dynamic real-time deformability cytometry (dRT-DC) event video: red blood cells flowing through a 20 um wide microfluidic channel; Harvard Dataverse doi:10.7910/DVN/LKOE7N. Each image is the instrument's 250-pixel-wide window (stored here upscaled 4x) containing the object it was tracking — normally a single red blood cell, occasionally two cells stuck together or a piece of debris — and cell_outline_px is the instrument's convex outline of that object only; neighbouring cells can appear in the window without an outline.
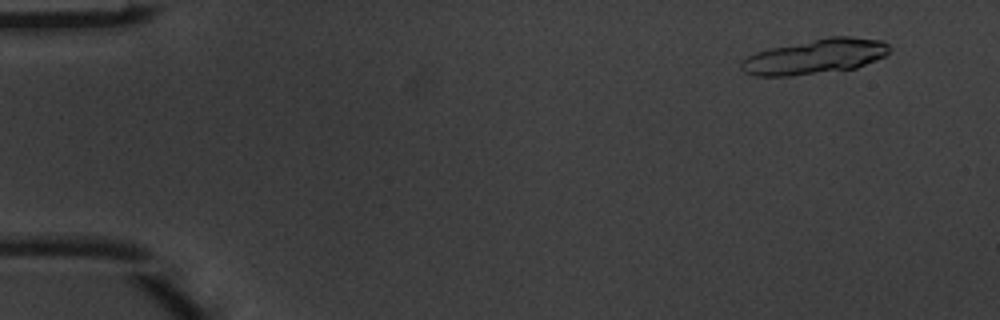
{"species": "common noctule bat (a hibernating species)", "species_latin": "Nyctalus noctula", "temperature_condition": "warm", "stored_images_in_passage": 5, "camera_frame_rate_fps": 3000, "um_per_image_px": 0.085, "animal": {"sex": "male", "body_mass_g": 20.1, "forearm_length_mm": 53.5}, "frame": {"image": 1, "passage_image": 2, "time_ms": 0.333, "image_size_px": [1000, 320], "cell_outline_px": [[892, 48], [884, 56], [876, 60], [856, 68], [792, 76], [756, 76], [744, 72], [740, 68], [740, 60], [756, 52], [772, 48], [828, 36], [852, 36], [880, 40], [888, 44]], "centroid_in_image_um": [69.28, 4.8], "position_along_channel_um": 15.7, "area_um2": 30.17}}